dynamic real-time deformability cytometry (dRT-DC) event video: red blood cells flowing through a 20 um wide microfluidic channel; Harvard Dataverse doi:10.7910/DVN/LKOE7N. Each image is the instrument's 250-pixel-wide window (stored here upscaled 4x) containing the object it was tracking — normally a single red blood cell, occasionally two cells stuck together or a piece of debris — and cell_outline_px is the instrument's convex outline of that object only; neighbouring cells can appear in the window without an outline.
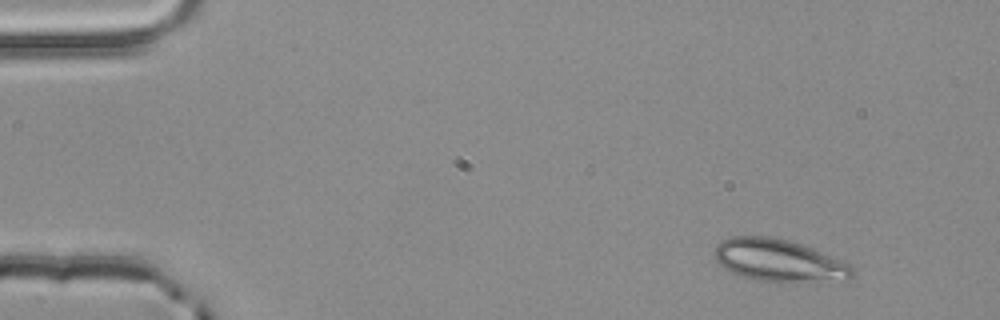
{"species": "common noctule bat (a hibernating species)", "species_latin": "Nyctalus noctula", "temperature_condition": "room temperature", "stored_images_in_passage": 50, "camera_frame_rate_fps": 3000, "um_per_image_px": 0.085, "animal": {"sex": "male", "body_mass_g": 20.4}, "frame": {"image": 1, "passage_image": 1, "time_ms": 0.0, "image_size_px": [1000, 320], "cell_outline_px": [[852, 276], [848, 280], [796, 284], [756, 280], [740, 276], [724, 268], [716, 260], [716, 244], [720, 240], [732, 236], [768, 236], [788, 240], [800, 244], [852, 264]], "centroid_in_image_um": [66.24, 22.18], "position_along_channel_um": 18.8, "area_um2": 34.51}}
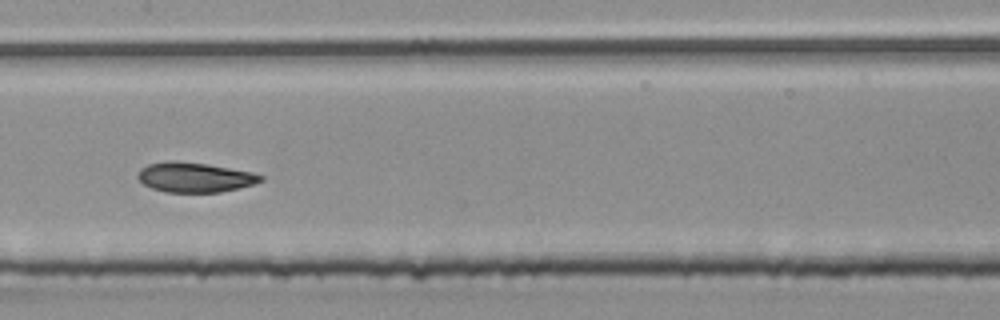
{"frame": {"image": 2, "passage_image": 23, "time_ms": 7.333, "image_size_px": [1000, 320], "cell_outline_px": [[264, 180], [252, 184], [220, 192], [164, 192], [152, 188], [144, 184], [136, 176], [140, 168], [148, 164], [168, 160], [172, 160], [208, 164], [252, 172], [264, 176]], "centroid_in_image_um": [16.52, 15.06], "position_along_channel_um": 190.9, "area_um2": 21.33}}
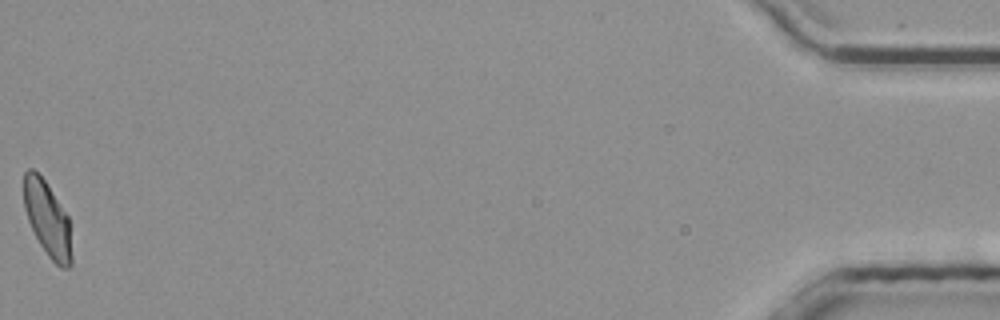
{"frame": {"image": 3, "passage_image": 50, "time_ms": 16.333, "image_size_px": [1000, 320], "cell_outline_px": [[72, 264], [68, 268], [60, 268], [48, 256], [40, 244], [28, 220], [24, 208], [24, 172], [28, 168], [32, 168], [44, 180], [68, 216], [72, 256]], "centroid_in_image_um": [4.04, 18.64], "position_along_channel_um": 431.2, "area_um2": 20.63}, "authors_computed_cell_mechanics": {"area_um2": 21.6461, "velocity_mm_per_s": 3.8404, "shape_relaxation_time_tau1_ms": 4.6232, "shape_relaxation_time_tau2_ms": 2.6833, "deformation_change_tau1": 0.1191, "deformation_change_tau2": 0.0752}}